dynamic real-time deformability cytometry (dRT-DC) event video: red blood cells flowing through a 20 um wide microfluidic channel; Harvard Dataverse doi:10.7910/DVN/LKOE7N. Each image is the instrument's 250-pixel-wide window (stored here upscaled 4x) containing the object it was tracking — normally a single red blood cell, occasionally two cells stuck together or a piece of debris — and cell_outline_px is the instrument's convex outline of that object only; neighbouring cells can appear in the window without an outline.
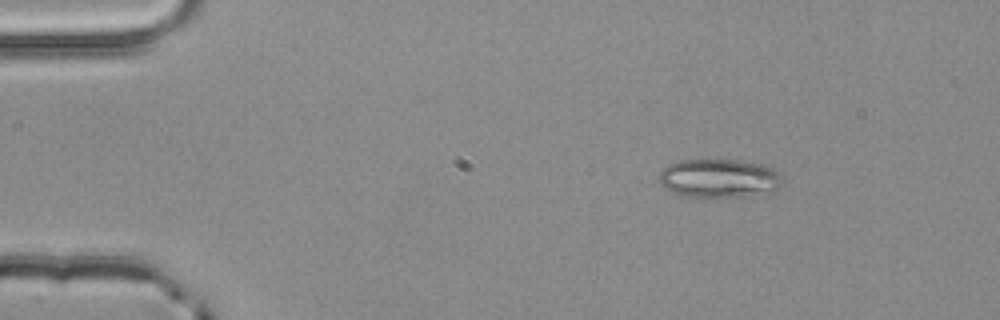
{"species": "common noctule bat (a hibernating species)", "species_latin": "Nyctalus noctula", "temperature_condition": "room temperature", "stored_images_in_passage": 3, "camera_frame_rate_fps": 3000, "um_per_image_px": 0.085, "animal": {"sex": "male", "body_mass_g": 20.4}, "frame": {"image": 1, "passage_image": 1, "time_ms": 0.0, "image_size_px": [1000, 320], "cell_outline_px": [[780, 184], [772, 192], [744, 196], [688, 196], [672, 192], [660, 184], [656, 176], [668, 164], [676, 160], [740, 160], [768, 164], [780, 176]], "centroid_in_image_um": [61.08, 15.13], "position_along_channel_um": 23.9, "area_um2": 27.74}}